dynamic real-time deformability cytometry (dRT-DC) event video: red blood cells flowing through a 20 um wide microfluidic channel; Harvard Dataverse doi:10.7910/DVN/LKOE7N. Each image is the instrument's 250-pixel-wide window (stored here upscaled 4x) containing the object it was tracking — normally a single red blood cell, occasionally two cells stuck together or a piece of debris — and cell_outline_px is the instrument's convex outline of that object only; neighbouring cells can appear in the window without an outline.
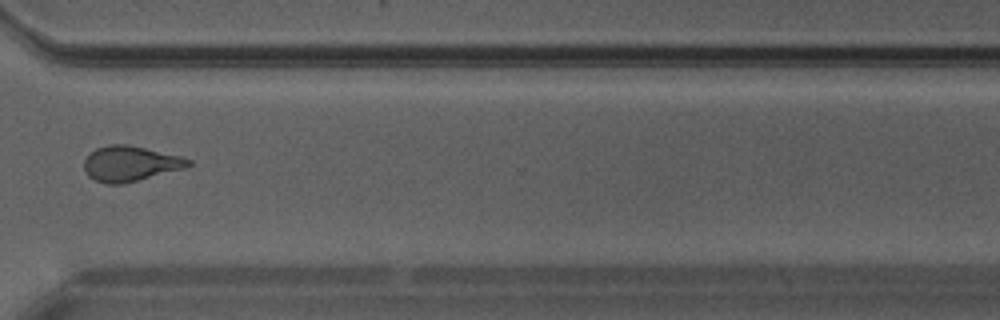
{"species": "Egyptian fruit bat (a non-hibernating species)", "species_latin": "Rousettus aegyptiacus", "temperature_condition": "warm", "stored_images_in_passage": 29, "camera_frame_rate_fps": 3000, "um_per_image_px": 0.085, "animal": {"sex": "male"}, "frame": {"image": 1, "passage_image": 21, "time_ms": 6.667, "image_size_px": [1000, 320], "cell_outline_px": [[192, 164], [184, 168], [124, 184], [104, 184], [88, 176], [84, 168], [84, 160], [96, 148], [108, 144], [128, 144], [180, 156], [192, 160]], "centroid_in_image_um": [11.06, 13.91], "position_along_channel_um": 359.5, "area_um2": 21.39}}